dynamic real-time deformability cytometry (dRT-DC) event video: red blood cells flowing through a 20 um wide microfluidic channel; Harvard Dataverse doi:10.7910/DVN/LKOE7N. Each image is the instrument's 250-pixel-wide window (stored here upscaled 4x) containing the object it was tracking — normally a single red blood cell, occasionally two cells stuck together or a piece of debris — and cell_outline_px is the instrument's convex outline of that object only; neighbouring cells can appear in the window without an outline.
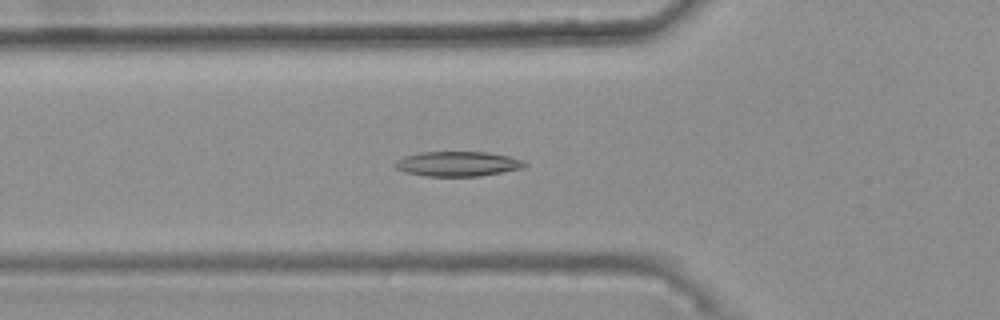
{"species": "common noctule bat (a hibernating species)", "species_latin": "Nyctalus noctula", "temperature_condition": "warm", "stored_images_in_passage": 44, "camera_frame_rate_fps": 3000, "um_per_image_px": 0.085, "animal": {"sex": "female", "body_mass_g": 25.1}, "frame": {"image": 1, "passage_image": 16, "time_ms": 5.0, "image_size_px": [1000, 320], "cell_outline_px": [[528, 164], [524, 168], [480, 176], [424, 176], [404, 172], [396, 168], [392, 164], [396, 160], [404, 156], [420, 152], [488, 152], [508, 156], [524, 160]], "centroid_in_image_um": [38.89, 13.93], "position_along_channel_um": 86.9, "area_um2": 18.96}}
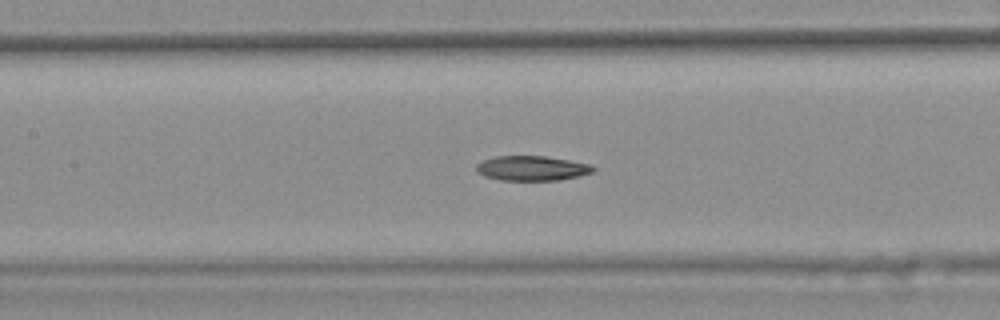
{"frame": {"image": 2, "passage_image": 22, "time_ms": 7.0, "image_size_px": [1000, 320], "cell_outline_px": [[596, 168], [592, 172], [580, 176], [556, 180], [500, 180], [484, 176], [476, 172], [476, 164], [484, 160], [496, 156], [544, 156], [568, 160], [588, 164]], "centroid_in_image_um": [45.18, 14.3], "position_along_channel_um": 162.2, "area_um2": 16.76}}
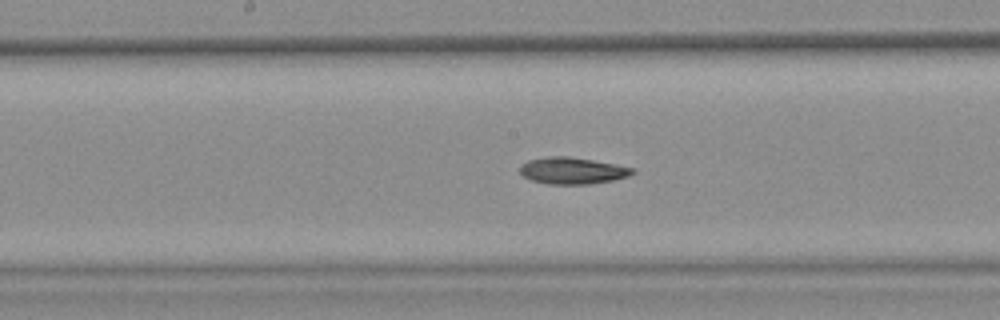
{"frame": {"image": 3, "passage_image": 25, "time_ms": 8.0, "image_size_px": [1000, 320], "cell_outline_px": [[636, 172], [628, 176], [612, 180], [592, 184], [548, 184], [532, 180], [524, 176], [520, 172], [520, 164], [528, 160], [548, 156], [568, 156], [616, 164], [636, 168]], "centroid_in_image_um": [48.67, 14.5], "position_along_channel_um": 199.5, "area_um2": 17.57}}